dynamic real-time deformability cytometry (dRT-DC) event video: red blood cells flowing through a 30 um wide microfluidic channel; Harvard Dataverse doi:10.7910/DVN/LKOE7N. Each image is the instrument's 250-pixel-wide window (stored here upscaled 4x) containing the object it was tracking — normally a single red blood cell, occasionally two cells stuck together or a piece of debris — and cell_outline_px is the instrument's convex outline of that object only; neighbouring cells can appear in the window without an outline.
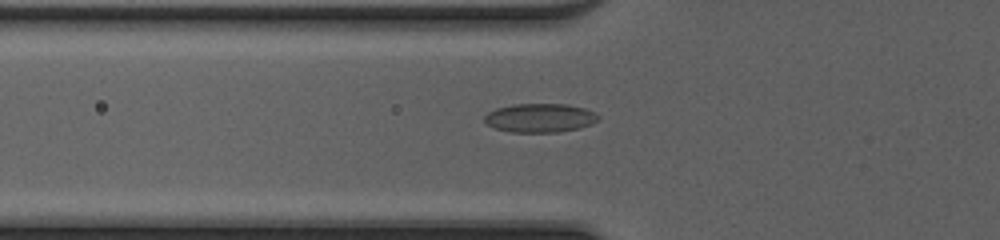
{"species": "common noctule bat (a hibernating species)", "species_latin": "Nyctalus noctula", "temperature_condition": "cold", "stored_images_in_passage": 50, "camera_frame_rate_fps": 3000, "um_per_image_px": 0.085, "animal": {"sex": "female", "body_mass_g": 20.0, "forearm_length_mm": 54.0}, "frame": {"image": 1, "passage_image": 19, "time_ms": 6.0, "image_size_px": [1000, 240], "cell_outline_px": [[600, 120], [592, 124], [580, 128], [560, 132], [512, 132], [496, 128], [488, 124], [484, 120], [484, 116], [488, 112], [496, 108], [512, 104], [568, 104], [584, 108], [596, 112], [600, 116]], "centroid_in_image_um": [45.95, 10.02], "position_along_channel_um": 79.9, "area_um2": 19.31}}
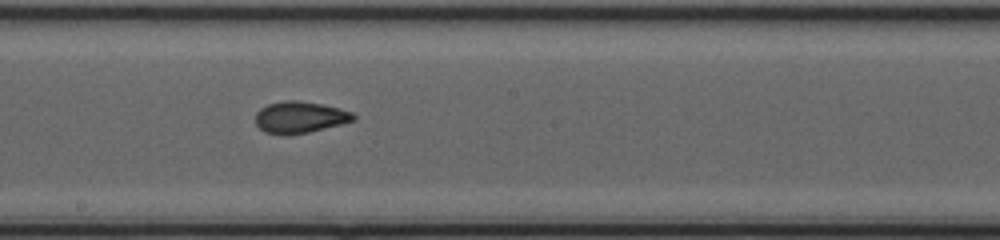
{"frame": {"image": 2, "passage_image": 29, "time_ms": 9.333, "image_size_px": [1000, 240], "cell_outline_px": [[356, 120], [308, 132], [264, 132], [256, 124], [256, 112], [260, 108], [268, 104], [284, 100], [296, 100], [320, 104], [340, 108], [352, 112], [356, 116]], "centroid_in_image_um": [25.51, 9.92], "position_along_channel_um": 222.7, "area_um2": 17.46}}
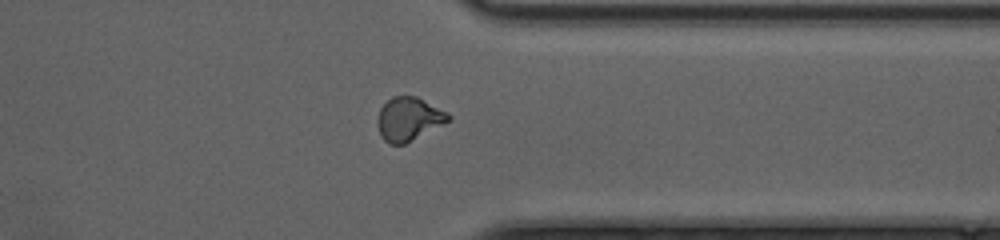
{"frame": {"image": 3, "passage_image": 40, "time_ms": 13.0, "image_size_px": [1000, 240], "cell_outline_px": [[452, 120], [404, 144], [388, 144], [380, 136], [376, 124], [376, 120], [380, 108], [392, 96], [416, 96], [448, 112], [452, 116]], "centroid_in_image_um": [34.74, 10.12], "position_along_channel_um": 376.7, "area_um2": 18.15}, "authors_computed_cell_mechanics": {"area_um2": 17.9758, "velocity_mm_per_s": 4.2517, "shape_relaxation_time_tau1_ms": null, "shape_relaxation_time_tau2_ms": 0.9511, "deformation_change_tau1": null, "deformation_change_tau2": 0.0684}}